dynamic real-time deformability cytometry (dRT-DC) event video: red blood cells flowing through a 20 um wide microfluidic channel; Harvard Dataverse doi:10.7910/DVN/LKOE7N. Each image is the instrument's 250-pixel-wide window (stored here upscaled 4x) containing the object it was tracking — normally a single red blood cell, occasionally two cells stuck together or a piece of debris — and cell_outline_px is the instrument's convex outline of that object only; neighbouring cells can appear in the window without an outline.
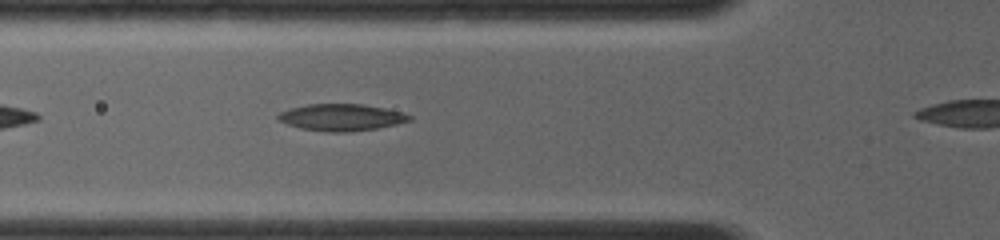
{"species": "common noctule bat (a hibernating species)", "species_latin": "Nyctalus noctula", "temperature_condition": "room temperature", "stored_images_in_passage": 6, "camera_frame_rate_fps": 4000, "um_per_image_px": 0.085, "animal": {"sex": "female", "body_mass_g": 19.0, "forearm_length_mm": 56.7}, "frame": {"image": 1, "passage_image": 4, "time_ms": 0.75, "image_size_px": [1000, 240], "cell_outline_px": [[412, 120], [396, 124], [376, 128], [348, 132], [328, 132], [300, 128], [288, 124], [280, 120], [276, 116], [280, 112], [292, 108], [308, 104], [360, 104], [384, 108], [400, 112], [412, 116]], "centroid_in_image_um": [29.02, 9.98], "position_along_channel_um": 96.8, "area_um2": 20.23}}